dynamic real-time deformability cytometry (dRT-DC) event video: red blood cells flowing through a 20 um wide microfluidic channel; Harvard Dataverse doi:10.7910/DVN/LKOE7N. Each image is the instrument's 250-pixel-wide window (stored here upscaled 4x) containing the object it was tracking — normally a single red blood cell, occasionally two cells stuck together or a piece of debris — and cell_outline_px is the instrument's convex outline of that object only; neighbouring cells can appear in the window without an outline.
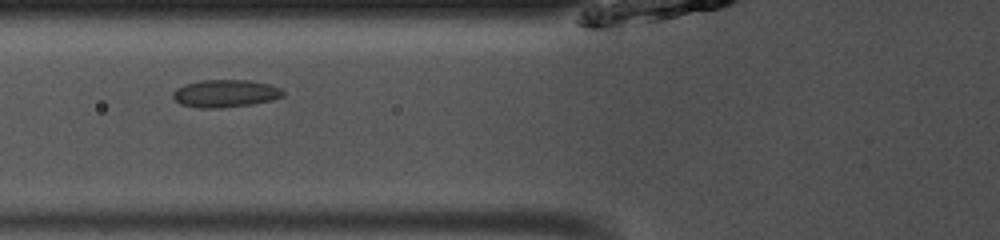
{"species": "common noctule bat (a hibernating species)", "species_latin": "Nyctalus noctula", "temperature_condition": "room temperature", "stored_images_in_passage": 36, "camera_frame_rate_fps": 3000, "um_per_image_px": 0.085, "animal": {"sex": "male", "body_mass_g": 13.0, "forearm_length_mm": 53.1}, "frame": {"image": 1, "passage_image": 6, "time_ms": 1.667, "image_size_px": [1000, 240], "cell_outline_px": [[284, 96], [272, 100], [252, 104], [220, 108], [200, 108], [180, 104], [172, 96], [172, 92], [176, 88], [184, 84], [204, 80], [248, 80], [268, 84], [280, 88], [284, 92]], "centroid_in_image_um": [19.14, 7.95], "position_along_channel_um": 106.7, "area_um2": 17.69}, "authors_computed_cell_mechanics": {"area_um2": 16.8198, "velocity_mm_per_s": 4.031, "shape_relaxation_time_tau1_ms": null, "shape_relaxation_time_tau2_ms": 1.0336, "deformation_change_tau1": null, "deformation_change_tau2": 0.0478}}